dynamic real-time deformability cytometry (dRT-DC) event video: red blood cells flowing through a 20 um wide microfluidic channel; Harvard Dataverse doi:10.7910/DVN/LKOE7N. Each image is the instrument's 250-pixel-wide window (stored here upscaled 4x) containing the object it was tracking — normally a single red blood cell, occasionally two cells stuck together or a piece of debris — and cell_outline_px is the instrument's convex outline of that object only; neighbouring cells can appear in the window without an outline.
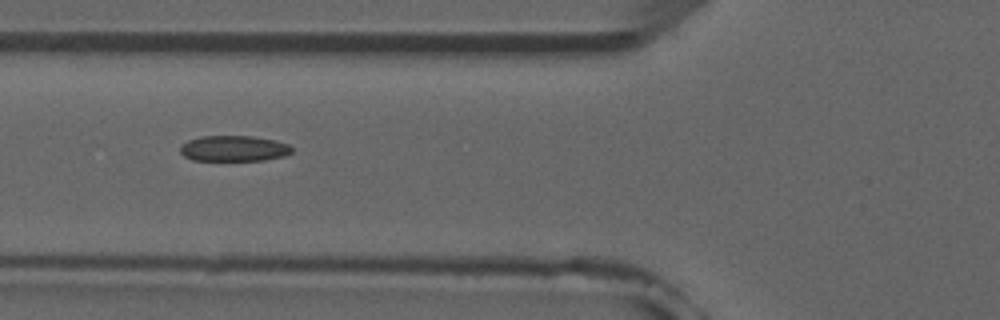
{"species": "common noctule bat (a hibernating species)", "species_latin": "Nyctalus noctula", "temperature_condition": "room temperature", "stored_images_in_passage": 7, "camera_frame_rate_fps": 3000, "um_per_image_px": 0.085, "animal": {"sex": "male", "forearm_length_mm": 52.5}, "frame": {"image": 1, "passage_image": 5, "time_ms": 4.667, "image_size_px": [1000, 320], "cell_outline_px": [[292, 152], [284, 156], [264, 160], [192, 160], [184, 156], [180, 152], [180, 144], [188, 140], [200, 136], [252, 136], [276, 140], [288, 144], [292, 148]], "centroid_in_image_um": [19.86, 12.61], "position_along_channel_um": 105.9, "area_um2": 16.82}}
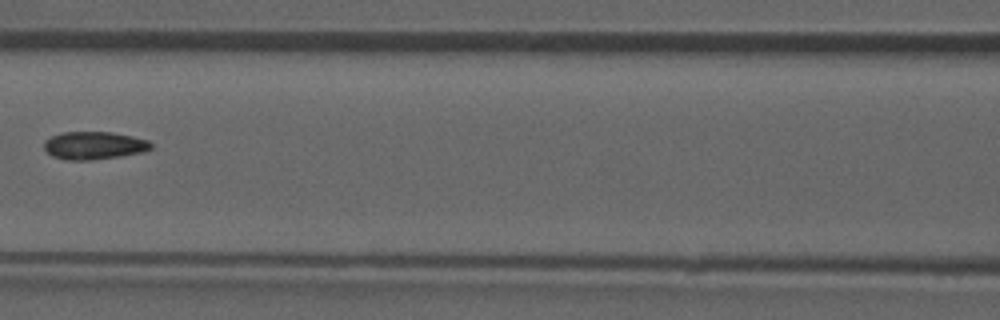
{"frame": {"image": 2, "passage_image": 6, "time_ms": 6.0, "image_size_px": [1000, 320], "cell_outline_px": [[152, 148], [144, 152], [120, 156], [92, 160], [68, 160], [52, 156], [44, 148], [44, 140], [52, 136], [64, 132], [112, 132], [132, 136], [148, 140], [152, 144]], "centroid_in_image_um": [8.01, 12.36], "position_along_channel_um": 158.6, "area_um2": 17.34}}